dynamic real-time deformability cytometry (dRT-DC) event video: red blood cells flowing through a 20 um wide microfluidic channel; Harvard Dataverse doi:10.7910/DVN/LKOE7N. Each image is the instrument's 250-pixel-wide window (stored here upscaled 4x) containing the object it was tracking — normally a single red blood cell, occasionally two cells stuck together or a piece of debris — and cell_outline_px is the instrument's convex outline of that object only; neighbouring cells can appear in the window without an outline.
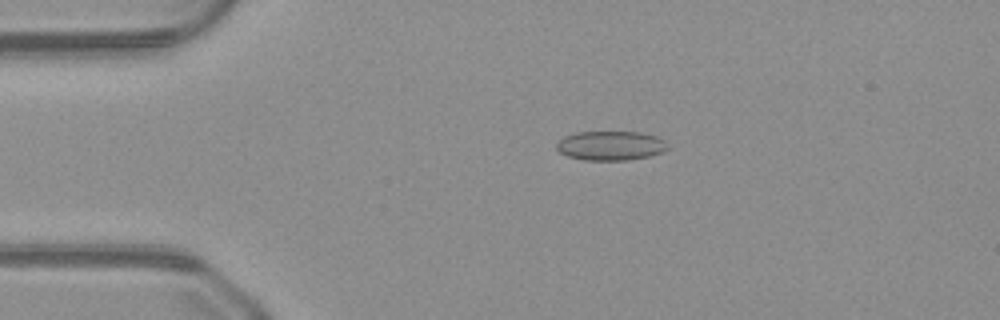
{"species": "common noctule bat (a hibernating species)", "species_latin": "Nyctalus noctula", "temperature_condition": "warm", "stored_images_in_passage": 40, "camera_frame_rate_fps": 3000, "um_per_image_px": 0.085, "animal": {"sex": "male", "body_mass_g": 23.1, "forearm_length_mm": 52.7}, "frame": {"image": 1, "passage_image": 1, "time_ms": 0.0, "image_size_px": [1000, 320], "cell_outline_px": [[668, 148], [664, 152], [648, 156], [628, 160], [584, 160], [568, 156], [560, 152], [556, 148], [556, 144], [564, 136], [576, 132], [640, 132], [656, 136], [664, 140], [668, 144]], "centroid_in_image_um": [51.92, 12.38], "position_along_channel_um": 33.1, "area_um2": 19.02}}
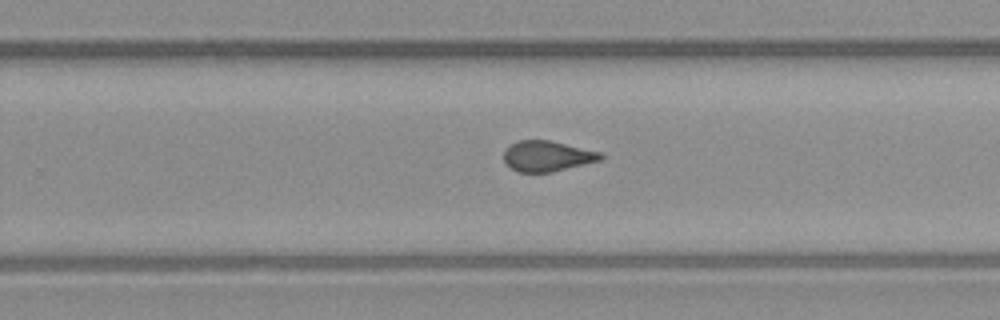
{"frame": {"image": 2, "passage_image": 22, "time_ms": 7.0, "image_size_px": [1000, 320], "cell_outline_px": [[604, 156], [600, 160], [552, 172], [516, 172], [504, 160], [504, 152], [512, 144], [520, 140], [548, 140], [600, 152]], "centroid_in_image_um": [46.51, 13.27], "position_along_channel_um": 283.3, "area_um2": 16.88}}
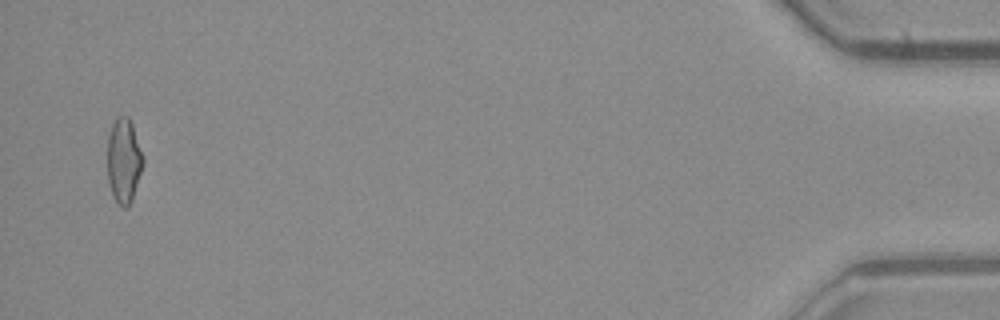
{"frame": {"image": 3, "passage_image": 39, "time_ms": 12.667, "image_size_px": [1000, 320], "cell_outline_px": [[144, 164], [132, 200], [128, 208], [124, 208], [116, 200], [112, 192], [108, 180], [108, 136], [112, 124], [120, 116], [128, 116], [132, 124], [144, 156]], "centroid_in_image_um": [10.55, 13.66], "position_along_channel_um": 424.7, "area_um2": 17.51}}